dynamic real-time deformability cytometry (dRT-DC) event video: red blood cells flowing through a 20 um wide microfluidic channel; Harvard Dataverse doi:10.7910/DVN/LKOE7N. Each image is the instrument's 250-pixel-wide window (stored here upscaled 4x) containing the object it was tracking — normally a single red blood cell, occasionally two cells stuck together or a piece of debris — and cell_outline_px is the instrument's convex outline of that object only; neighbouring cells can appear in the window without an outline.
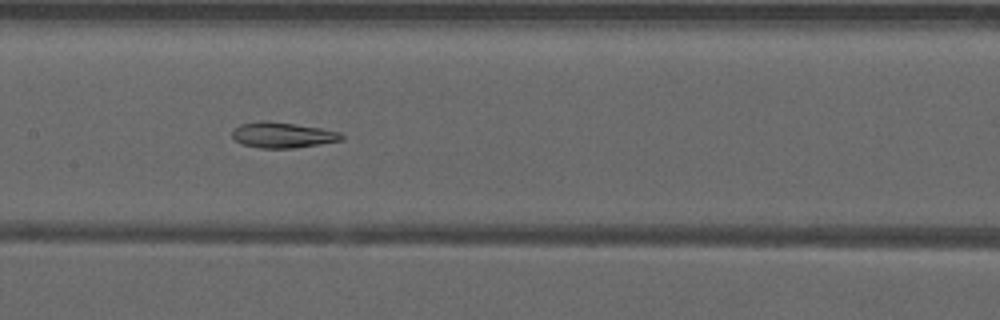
{"species": "common noctule bat (a hibernating species)", "species_latin": "Nyctalus noctula", "temperature_condition": "warm", "stored_images_in_passage": 52, "camera_frame_rate_fps": 3000, "um_per_image_px": 0.085, "animal": {"sex": "male", "forearm_length_mm": 52.5}, "frame": {"image": 1, "passage_image": 26, "time_ms": 8.333, "image_size_px": [1000, 320], "cell_outline_px": [[344, 140], [320, 144], [292, 148], [260, 148], [244, 144], [236, 140], [232, 136], [232, 128], [240, 124], [260, 120], [268, 120], [296, 124], [320, 128], [340, 132], [344, 136]], "centroid_in_image_um": [24.01, 11.46], "position_along_channel_um": 183.4, "area_um2": 16.42}}
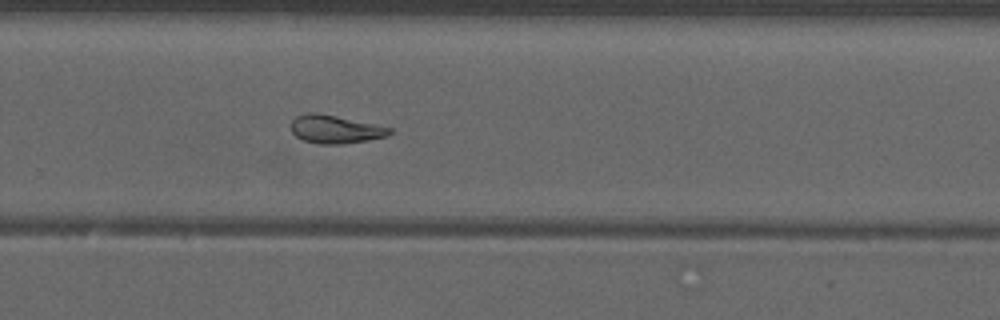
{"frame": {"image": 2, "passage_image": 35, "time_ms": 11.333, "image_size_px": [1000, 320], "cell_outline_px": [[392, 132], [388, 136], [368, 140], [344, 144], [320, 144], [304, 140], [296, 136], [292, 132], [292, 120], [296, 116], [304, 112], [316, 112], [392, 128]], "centroid_in_image_um": [28.48, 10.99], "position_along_channel_um": 301.3, "area_um2": 16.07}}
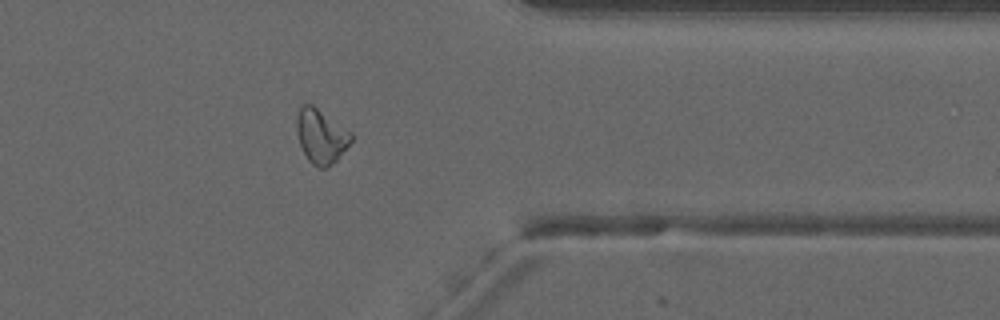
{"frame": {"image": 3, "passage_image": 42, "time_ms": 13.667, "image_size_px": [1000, 320], "cell_outline_px": [[352, 140], [336, 160], [332, 164], [324, 168], [320, 168], [312, 164], [308, 160], [300, 144], [296, 132], [296, 120], [300, 108], [304, 104], [312, 104], [352, 132]], "centroid_in_image_um": [27.28, 11.57], "position_along_channel_um": 384.1, "area_um2": 17.05}, "authors_computed_cell_mechanics": {"area_um2": 18.1492, "velocity_mm_per_s": 3.9566, "shape_relaxation_time_tau1_ms": null, "shape_relaxation_time_tau2_ms": 2.9956, "deformation_change_tau1": null, "deformation_change_tau2": 0.0836}}